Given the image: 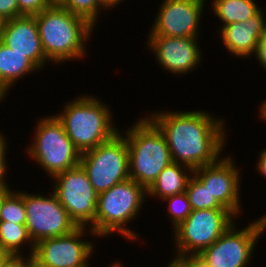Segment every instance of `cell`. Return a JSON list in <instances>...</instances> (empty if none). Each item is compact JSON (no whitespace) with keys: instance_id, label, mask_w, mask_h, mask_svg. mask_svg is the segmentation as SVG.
Here are the masks:
<instances>
[{"instance_id":"28","label":"cell","mask_w":266,"mask_h":267,"mask_svg":"<svg viewBox=\"0 0 266 267\" xmlns=\"http://www.w3.org/2000/svg\"><path fill=\"white\" fill-rule=\"evenodd\" d=\"M2 130L0 132V185H9L7 181V172L8 171V166H7V136H3Z\"/></svg>"},{"instance_id":"32","label":"cell","mask_w":266,"mask_h":267,"mask_svg":"<svg viewBox=\"0 0 266 267\" xmlns=\"http://www.w3.org/2000/svg\"><path fill=\"white\" fill-rule=\"evenodd\" d=\"M256 172H259L260 175L264 176L266 178V148L260 151L258 160H256Z\"/></svg>"},{"instance_id":"15","label":"cell","mask_w":266,"mask_h":267,"mask_svg":"<svg viewBox=\"0 0 266 267\" xmlns=\"http://www.w3.org/2000/svg\"><path fill=\"white\" fill-rule=\"evenodd\" d=\"M146 48L155 55L162 69L173 75L182 76L194 71L203 60L199 37H168L148 35Z\"/></svg>"},{"instance_id":"16","label":"cell","mask_w":266,"mask_h":267,"mask_svg":"<svg viewBox=\"0 0 266 267\" xmlns=\"http://www.w3.org/2000/svg\"><path fill=\"white\" fill-rule=\"evenodd\" d=\"M2 43L30 59L40 70L48 63L39 37L35 16H20L6 20Z\"/></svg>"},{"instance_id":"41","label":"cell","mask_w":266,"mask_h":267,"mask_svg":"<svg viewBox=\"0 0 266 267\" xmlns=\"http://www.w3.org/2000/svg\"><path fill=\"white\" fill-rule=\"evenodd\" d=\"M122 265L123 264L121 262L117 261V262H114L113 264H111L109 267H124Z\"/></svg>"},{"instance_id":"31","label":"cell","mask_w":266,"mask_h":267,"mask_svg":"<svg viewBox=\"0 0 266 267\" xmlns=\"http://www.w3.org/2000/svg\"><path fill=\"white\" fill-rule=\"evenodd\" d=\"M22 267H50V266L43 264L33 255H24L22 256Z\"/></svg>"},{"instance_id":"40","label":"cell","mask_w":266,"mask_h":267,"mask_svg":"<svg viewBox=\"0 0 266 267\" xmlns=\"http://www.w3.org/2000/svg\"><path fill=\"white\" fill-rule=\"evenodd\" d=\"M64 0H49L52 5H60Z\"/></svg>"},{"instance_id":"11","label":"cell","mask_w":266,"mask_h":267,"mask_svg":"<svg viewBox=\"0 0 266 267\" xmlns=\"http://www.w3.org/2000/svg\"><path fill=\"white\" fill-rule=\"evenodd\" d=\"M25 209V225L34 244L70 234L78 228L54 192L44 196L25 191Z\"/></svg>"},{"instance_id":"12","label":"cell","mask_w":266,"mask_h":267,"mask_svg":"<svg viewBox=\"0 0 266 267\" xmlns=\"http://www.w3.org/2000/svg\"><path fill=\"white\" fill-rule=\"evenodd\" d=\"M86 235L96 237L90 228L78 227L70 234L43 239L35 244L33 256L50 267H90L95 246L82 238Z\"/></svg>"},{"instance_id":"34","label":"cell","mask_w":266,"mask_h":267,"mask_svg":"<svg viewBox=\"0 0 266 267\" xmlns=\"http://www.w3.org/2000/svg\"><path fill=\"white\" fill-rule=\"evenodd\" d=\"M124 0H100L103 7L108 11L117 7L119 3L122 4Z\"/></svg>"},{"instance_id":"9","label":"cell","mask_w":266,"mask_h":267,"mask_svg":"<svg viewBox=\"0 0 266 267\" xmlns=\"http://www.w3.org/2000/svg\"><path fill=\"white\" fill-rule=\"evenodd\" d=\"M244 228L233 223L214 243L200 254L209 267H247L253 260L260 236L266 232V214ZM250 261V262H249Z\"/></svg>"},{"instance_id":"10","label":"cell","mask_w":266,"mask_h":267,"mask_svg":"<svg viewBox=\"0 0 266 267\" xmlns=\"http://www.w3.org/2000/svg\"><path fill=\"white\" fill-rule=\"evenodd\" d=\"M52 191L78 227L95 223L98 193L81 165L63 171L52 178ZM55 184V185H54Z\"/></svg>"},{"instance_id":"5","label":"cell","mask_w":266,"mask_h":267,"mask_svg":"<svg viewBox=\"0 0 266 267\" xmlns=\"http://www.w3.org/2000/svg\"><path fill=\"white\" fill-rule=\"evenodd\" d=\"M126 128L122 134L128 144L129 177L148 189L173 162L169 146L162 131L146 115Z\"/></svg>"},{"instance_id":"23","label":"cell","mask_w":266,"mask_h":267,"mask_svg":"<svg viewBox=\"0 0 266 267\" xmlns=\"http://www.w3.org/2000/svg\"><path fill=\"white\" fill-rule=\"evenodd\" d=\"M0 221L25 224V191L12 190L4 199L0 210Z\"/></svg>"},{"instance_id":"19","label":"cell","mask_w":266,"mask_h":267,"mask_svg":"<svg viewBox=\"0 0 266 267\" xmlns=\"http://www.w3.org/2000/svg\"><path fill=\"white\" fill-rule=\"evenodd\" d=\"M193 170L183 164L172 162L166 166L158 175L157 179L147 189V196L163 200L172 195L186 191L189 178Z\"/></svg>"},{"instance_id":"27","label":"cell","mask_w":266,"mask_h":267,"mask_svg":"<svg viewBox=\"0 0 266 267\" xmlns=\"http://www.w3.org/2000/svg\"><path fill=\"white\" fill-rule=\"evenodd\" d=\"M173 260L180 267H209L206 260L201 256V254H185L173 256Z\"/></svg>"},{"instance_id":"17","label":"cell","mask_w":266,"mask_h":267,"mask_svg":"<svg viewBox=\"0 0 266 267\" xmlns=\"http://www.w3.org/2000/svg\"><path fill=\"white\" fill-rule=\"evenodd\" d=\"M261 9L247 21L234 22L218 28L223 46L229 55L238 58H251L255 55L257 47L266 31V16ZM265 16V17H264Z\"/></svg>"},{"instance_id":"13","label":"cell","mask_w":266,"mask_h":267,"mask_svg":"<svg viewBox=\"0 0 266 267\" xmlns=\"http://www.w3.org/2000/svg\"><path fill=\"white\" fill-rule=\"evenodd\" d=\"M206 0H163L149 35L199 37Z\"/></svg>"},{"instance_id":"21","label":"cell","mask_w":266,"mask_h":267,"mask_svg":"<svg viewBox=\"0 0 266 267\" xmlns=\"http://www.w3.org/2000/svg\"><path fill=\"white\" fill-rule=\"evenodd\" d=\"M28 247V255H33L35 244L29 236L25 224H16L9 221H0V247L13 256H23L22 251Z\"/></svg>"},{"instance_id":"33","label":"cell","mask_w":266,"mask_h":267,"mask_svg":"<svg viewBox=\"0 0 266 267\" xmlns=\"http://www.w3.org/2000/svg\"><path fill=\"white\" fill-rule=\"evenodd\" d=\"M2 267H22V256H12Z\"/></svg>"},{"instance_id":"18","label":"cell","mask_w":266,"mask_h":267,"mask_svg":"<svg viewBox=\"0 0 266 267\" xmlns=\"http://www.w3.org/2000/svg\"><path fill=\"white\" fill-rule=\"evenodd\" d=\"M41 71L23 54L13 51L0 42V102H3L13 85L27 74Z\"/></svg>"},{"instance_id":"36","label":"cell","mask_w":266,"mask_h":267,"mask_svg":"<svg viewBox=\"0 0 266 267\" xmlns=\"http://www.w3.org/2000/svg\"><path fill=\"white\" fill-rule=\"evenodd\" d=\"M13 255L0 247V267H2Z\"/></svg>"},{"instance_id":"20","label":"cell","mask_w":266,"mask_h":267,"mask_svg":"<svg viewBox=\"0 0 266 267\" xmlns=\"http://www.w3.org/2000/svg\"><path fill=\"white\" fill-rule=\"evenodd\" d=\"M211 11L220 20V27L234 22L247 21L256 15L261 9L255 0H210Z\"/></svg>"},{"instance_id":"1","label":"cell","mask_w":266,"mask_h":267,"mask_svg":"<svg viewBox=\"0 0 266 267\" xmlns=\"http://www.w3.org/2000/svg\"><path fill=\"white\" fill-rule=\"evenodd\" d=\"M148 117L164 134L173 162L194 170L215 163L224 155L221 152L228 137L222 117L202 109L152 111Z\"/></svg>"},{"instance_id":"14","label":"cell","mask_w":266,"mask_h":267,"mask_svg":"<svg viewBox=\"0 0 266 267\" xmlns=\"http://www.w3.org/2000/svg\"><path fill=\"white\" fill-rule=\"evenodd\" d=\"M233 160L232 155H223L215 163L194 169L193 174L225 208L240 217L243 211L240 200L242 174Z\"/></svg>"},{"instance_id":"2","label":"cell","mask_w":266,"mask_h":267,"mask_svg":"<svg viewBox=\"0 0 266 267\" xmlns=\"http://www.w3.org/2000/svg\"><path fill=\"white\" fill-rule=\"evenodd\" d=\"M34 16L48 62L60 65L87 57L86 45L95 27L86 19L59 5H53Z\"/></svg>"},{"instance_id":"22","label":"cell","mask_w":266,"mask_h":267,"mask_svg":"<svg viewBox=\"0 0 266 267\" xmlns=\"http://www.w3.org/2000/svg\"><path fill=\"white\" fill-rule=\"evenodd\" d=\"M185 192L192 210L227 209L211 195L207 187L194 174L189 178Z\"/></svg>"},{"instance_id":"24","label":"cell","mask_w":266,"mask_h":267,"mask_svg":"<svg viewBox=\"0 0 266 267\" xmlns=\"http://www.w3.org/2000/svg\"><path fill=\"white\" fill-rule=\"evenodd\" d=\"M59 6L86 19L94 27L100 13L106 10L100 0H64Z\"/></svg>"},{"instance_id":"35","label":"cell","mask_w":266,"mask_h":267,"mask_svg":"<svg viewBox=\"0 0 266 267\" xmlns=\"http://www.w3.org/2000/svg\"><path fill=\"white\" fill-rule=\"evenodd\" d=\"M8 185H0V210L5 197L13 190Z\"/></svg>"},{"instance_id":"6","label":"cell","mask_w":266,"mask_h":267,"mask_svg":"<svg viewBox=\"0 0 266 267\" xmlns=\"http://www.w3.org/2000/svg\"><path fill=\"white\" fill-rule=\"evenodd\" d=\"M34 127L32 144L26 147L32 158L51 179L80 165L81 152L67 136L64 125L54 115L40 117Z\"/></svg>"},{"instance_id":"26","label":"cell","mask_w":266,"mask_h":267,"mask_svg":"<svg viewBox=\"0 0 266 267\" xmlns=\"http://www.w3.org/2000/svg\"><path fill=\"white\" fill-rule=\"evenodd\" d=\"M17 3L19 11L28 16H34L53 6L49 0H17Z\"/></svg>"},{"instance_id":"8","label":"cell","mask_w":266,"mask_h":267,"mask_svg":"<svg viewBox=\"0 0 266 267\" xmlns=\"http://www.w3.org/2000/svg\"><path fill=\"white\" fill-rule=\"evenodd\" d=\"M228 209L192 210L173 231L177 255L199 254L214 243L234 222Z\"/></svg>"},{"instance_id":"29","label":"cell","mask_w":266,"mask_h":267,"mask_svg":"<svg viewBox=\"0 0 266 267\" xmlns=\"http://www.w3.org/2000/svg\"><path fill=\"white\" fill-rule=\"evenodd\" d=\"M24 16L19 11L17 0H0V17L9 20Z\"/></svg>"},{"instance_id":"39","label":"cell","mask_w":266,"mask_h":267,"mask_svg":"<svg viewBox=\"0 0 266 267\" xmlns=\"http://www.w3.org/2000/svg\"><path fill=\"white\" fill-rule=\"evenodd\" d=\"M165 267H180V266L174 260H171Z\"/></svg>"},{"instance_id":"30","label":"cell","mask_w":266,"mask_h":267,"mask_svg":"<svg viewBox=\"0 0 266 267\" xmlns=\"http://www.w3.org/2000/svg\"><path fill=\"white\" fill-rule=\"evenodd\" d=\"M254 57L256 58L257 63L266 71V31L257 47Z\"/></svg>"},{"instance_id":"25","label":"cell","mask_w":266,"mask_h":267,"mask_svg":"<svg viewBox=\"0 0 266 267\" xmlns=\"http://www.w3.org/2000/svg\"><path fill=\"white\" fill-rule=\"evenodd\" d=\"M167 204V214L172 223V231L178 227L192 212V208L186 192L172 195L161 200Z\"/></svg>"},{"instance_id":"38","label":"cell","mask_w":266,"mask_h":267,"mask_svg":"<svg viewBox=\"0 0 266 267\" xmlns=\"http://www.w3.org/2000/svg\"><path fill=\"white\" fill-rule=\"evenodd\" d=\"M5 23L6 20L0 17V42H2Z\"/></svg>"},{"instance_id":"37","label":"cell","mask_w":266,"mask_h":267,"mask_svg":"<svg viewBox=\"0 0 266 267\" xmlns=\"http://www.w3.org/2000/svg\"><path fill=\"white\" fill-rule=\"evenodd\" d=\"M260 110H259V118H261V119H264L263 120V122L264 121H266V99L264 100V101H262L261 102V104H260Z\"/></svg>"},{"instance_id":"3","label":"cell","mask_w":266,"mask_h":267,"mask_svg":"<svg viewBox=\"0 0 266 267\" xmlns=\"http://www.w3.org/2000/svg\"><path fill=\"white\" fill-rule=\"evenodd\" d=\"M94 95H78L56 113L67 136L81 152L91 150L114 137L118 129L111 108Z\"/></svg>"},{"instance_id":"7","label":"cell","mask_w":266,"mask_h":267,"mask_svg":"<svg viewBox=\"0 0 266 267\" xmlns=\"http://www.w3.org/2000/svg\"><path fill=\"white\" fill-rule=\"evenodd\" d=\"M120 130L114 137L81 153L80 165L99 194L129 179V151Z\"/></svg>"},{"instance_id":"4","label":"cell","mask_w":266,"mask_h":267,"mask_svg":"<svg viewBox=\"0 0 266 267\" xmlns=\"http://www.w3.org/2000/svg\"><path fill=\"white\" fill-rule=\"evenodd\" d=\"M147 189L134 179L122 181L105 192L98 194L95 223L91 230L97 238L122 235L132 242L140 241L138 233L127 226L135 221L145 204Z\"/></svg>"}]
</instances>
